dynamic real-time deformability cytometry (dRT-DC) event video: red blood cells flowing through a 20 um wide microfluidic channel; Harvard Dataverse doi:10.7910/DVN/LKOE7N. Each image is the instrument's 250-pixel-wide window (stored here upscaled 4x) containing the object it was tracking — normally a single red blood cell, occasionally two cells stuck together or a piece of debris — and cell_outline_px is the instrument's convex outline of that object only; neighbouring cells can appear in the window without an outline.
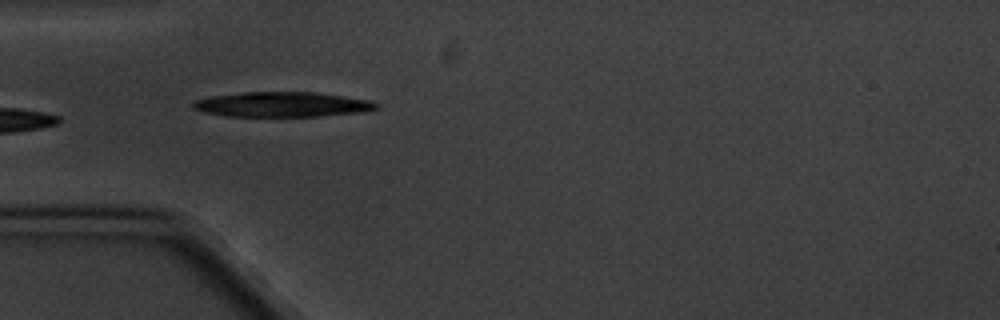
{"species": "common noctule bat (a hibernating species)", "species_latin": "Nyctalus noctula", "temperature_condition": "cold", "stored_images_in_passage": 6, "camera_frame_rate_fps": 3000, "um_per_image_px": 0.085, "animal": {"sex": "male", "body_mass_g": 20.1, "forearm_length_mm": 53.5}, "frame": {"image": 1, "passage_image": 5, "time_ms": 6.333, "image_size_px": [1000, 320], "cell_outline_px": [[380, 108], [368, 112], [316, 116], [224, 116], [204, 112], [192, 108], [192, 104], [196, 100], [212, 96], [244, 92], [316, 92], [372, 100], [380, 104]], "centroid_in_image_um": [24.07, 8.88], "position_along_channel_um": 60.9, "area_um2": 26.88}}